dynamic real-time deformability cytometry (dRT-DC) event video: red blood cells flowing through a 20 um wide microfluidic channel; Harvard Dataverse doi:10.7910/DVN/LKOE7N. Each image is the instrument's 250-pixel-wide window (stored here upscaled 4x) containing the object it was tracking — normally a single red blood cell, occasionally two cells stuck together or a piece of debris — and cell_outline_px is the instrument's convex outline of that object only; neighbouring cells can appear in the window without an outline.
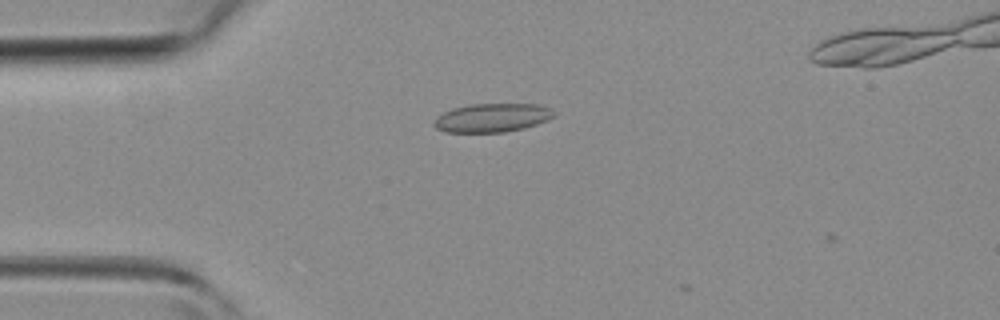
{"species": "common noctule bat (a hibernating species)", "species_latin": "Nyctalus noctula", "temperature_condition": "room temperature", "stored_images_in_passage": 7, "camera_frame_rate_fps": 3000, "um_per_image_px": 0.085, "animal": {"sex": "female", "body_mass_g": 19.3, "forearm_length_mm": 54.1}, "frame": {"image": 1, "passage_image": 4, "time_ms": 1.0, "image_size_px": [1000, 320], "cell_outline_px": [[556, 116], [548, 120], [524, 128], [504, 132], [444, 132], [436, 128], [432, 124], [444, 112], [452, 108], [472, 104], [540, 104], [552, 108], [556, 112]], "centroid_in_image_um": [41.89, 10.0], "position_along_channel_um": 43.1, "area_um2": 20.11}}